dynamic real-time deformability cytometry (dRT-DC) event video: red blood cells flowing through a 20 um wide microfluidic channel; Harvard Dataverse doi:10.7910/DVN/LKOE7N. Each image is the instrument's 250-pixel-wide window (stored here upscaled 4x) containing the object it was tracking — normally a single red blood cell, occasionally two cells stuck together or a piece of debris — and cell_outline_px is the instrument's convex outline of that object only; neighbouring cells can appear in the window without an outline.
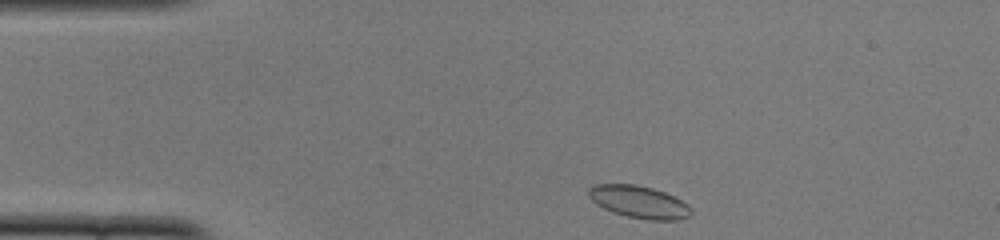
{"species": "common noctule bat (a hibernating species)", "species_latin": "Nyctalus noctula", "temperature_condition": "cold", "stored_images_in_passage": 43, "camera_frame_rate_fps": 3000, "um_per_image_px": 0.085, "animal": {"sex": "female", "body_mass_g": 22.0, "forearm_length_mm": 56.7}, "frame": {"image": 1, "passage_image": 1, "time_ms": 0.0, "image_size_px": [1000, 240], "cell_outline_px": [[692, 216], [676, 220], [648, 220], [628, 216], [612, 212], [596, 204], [588, 196], [588, 188], [592, 184], [636, 184], [652, 188], [664, 192], [688, 204], [692, 208]], "centroid_in_image_um": [54.31, 17.16], "position_along_channel_um": 30.7, "area_um2": 19.42}}
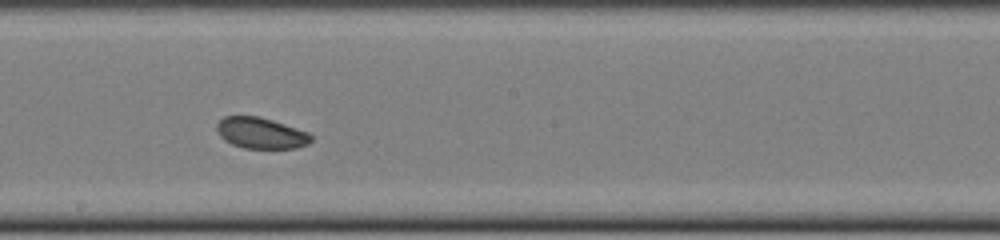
{"frame": {"image": 2, "passage_image": 20, "time_ms": 6.333, "image_size_px": [1000, 240], "cell_outline_px": [[312, 140], [308, 144], [296, 148], [244, 148], [232, 144], [224, 140], [220, 136], [216, 128], [216, 124], [224, 116], [256, 116], [272, 120], [308, 132], [312, 136]], "centroid_in_image_um": [22.16, 11.31], "position_along_channel_um": 226.0, "area_um2": 16.99}}
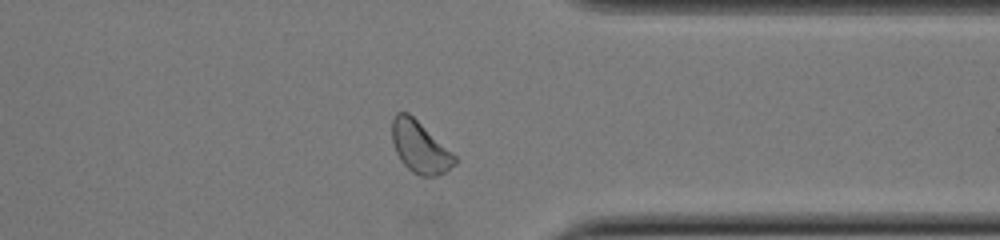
{"frame": {"image": 3, "passage_image": 32, "time_ms": 10.333, "image_size_px": [1000, 240], "cell_outline_px": [[456, 164], [444, 172], [436, 176], [420, 176], [412, 172], [400, 160], [396, 152], [392, 140], [392, 120], [396, 112], [408, 112], [452, 152], [456, 156]], "centroid_in_image_um": [35.68, 12.51], "position_along_channel_um": 375.7, "area_um2": 18.67}, "authors_computed_cell_mechanics": {"area_um2": 17.7446, "velocity_mm_per_s": 3.8512, "shape_relaxation_time_tau1_ms": 2.3324, "shape_relaxation_time_tau2_ms": null, "deformation_change_tau1": 0.0422, "deformation_change_tau2": null}}